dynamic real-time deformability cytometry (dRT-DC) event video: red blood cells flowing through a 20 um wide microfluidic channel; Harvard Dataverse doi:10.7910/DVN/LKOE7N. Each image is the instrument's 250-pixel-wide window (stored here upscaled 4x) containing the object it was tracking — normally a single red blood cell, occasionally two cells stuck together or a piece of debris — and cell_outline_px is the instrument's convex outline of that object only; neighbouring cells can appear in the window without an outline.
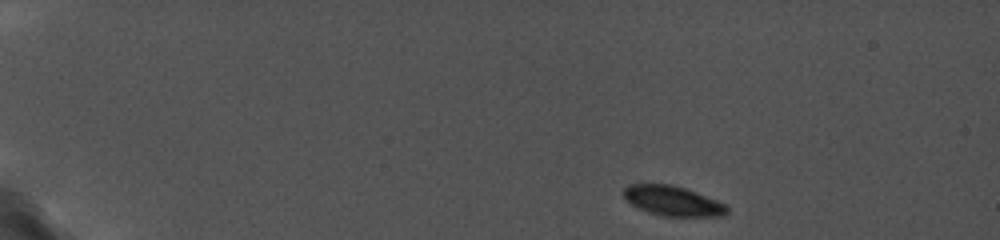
{"species": "common noctule bat (a hibernating species)", "species_latin": "Nyctalus noctula", "temperature_condition": "cold", "stored_images_in_passage": 22, "camera_frame_rate_fps": 5000, "um_per_image_px": 0.085, "animal": {"sex": "female", "body_mass_g": 19.0, "forearm_length_mm": 56.7}, "frame": {"image": 1, "passage_image": 1, "time_ms": 0.0, "image_size_px": [1000, 240], "cell_outline_px": [[728, 212], [724, 216], [664, 216], [648, 212], [632, 204], [624, 196], [624, 188], [628, 184], [672, 184], [696, 192], [716, 200], [724, 204], [728, 208]], "centroid_in_image_um": [57.19, 17.07], "position_along_channel_um": 27.8, "area_um2": 17.74}}
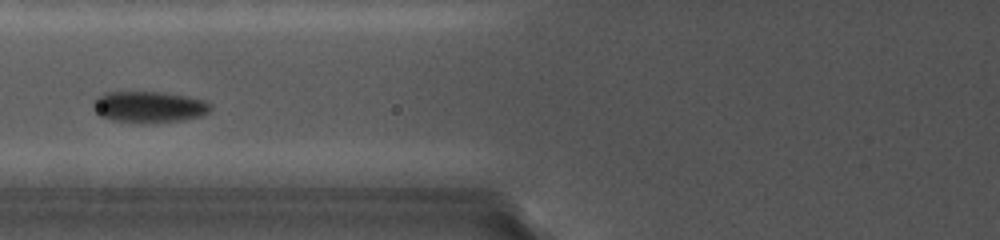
{"frame": {"image": 2, "passage_image": 10, "time_ms": 5.4, "image_size_px": [1000, 240], "cell_outline_px": [[212, 108], [208, 112], [200, 116], [184, 120], [140, 124], [112, 120], [100, 116], [92, 108], [92, 100], [96, 96], [104, 92], [164, 92], [188, 96], [204, 100], [212, 104]], "centroid_in_image_um": [12.63, 9.09], "position_along_channel_um": 113.2, "area_um2": 21.91}}
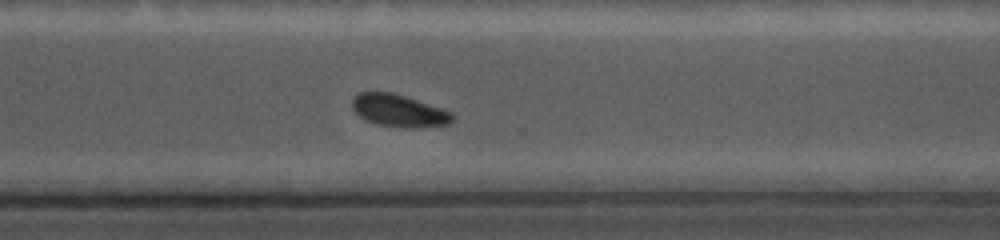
{"frame": {"image": 3, "passage_image": 22, "time_ms": 11.4, "image_size_px": [1000, 240], "cell_outline_px": [[456, 116], [448, 124], [416, 128], [404, 128], [376, 124], [364, 120], [352, 108], [352, 100], [360, 92], [392, 92], [452, 112]], "centroid_in_image_um": [33.9, 9.42], "position_along_channel_um": 336.7, "area_um2": 18.79}}